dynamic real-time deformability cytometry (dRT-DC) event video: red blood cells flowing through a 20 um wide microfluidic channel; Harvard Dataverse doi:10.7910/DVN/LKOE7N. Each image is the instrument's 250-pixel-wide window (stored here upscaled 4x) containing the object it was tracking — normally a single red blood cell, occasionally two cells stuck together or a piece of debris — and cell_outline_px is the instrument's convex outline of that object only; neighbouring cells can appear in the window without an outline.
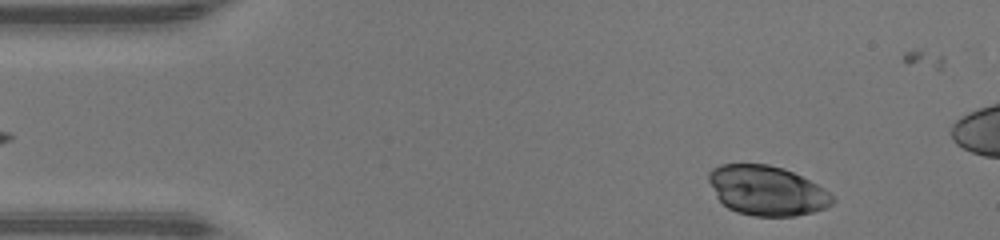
{"species": "human", "species_latin": "Homo sapiens", "temperature_condition": "warm", "stored_images_in_passage": 42, "camera_frame_rate_fps": 3000, "um_per_image_px": 0.085, "donor": {"sex": "male"}, "frame": {"image": 1, "passage_image": 2, "time_ms": 0.333, "image_size_px": [1000, 240], "cell_outline_px": [[836, 200], [832, 204], [824, 208], [812, 212], [796, 216], [752, 216], [736, 212], [728, 208], [716, 196], [708, 180], [708, 172], [712, 168], [720, 164], [768, 164], [784, 168], [824, 188]], "centroid_in_image_um": [65.16, 16.2], "position_along_channel_um": 19.8, "area_um2": 35.78}}
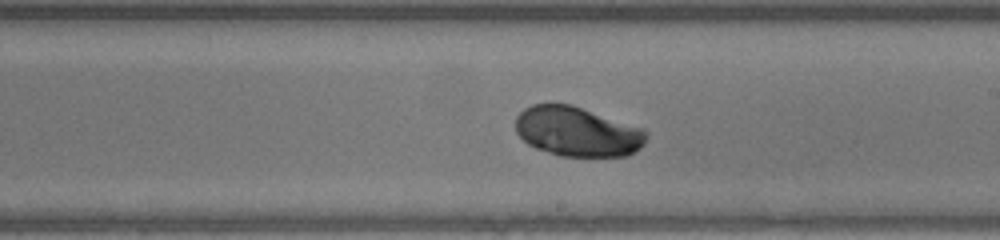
{"frame": {"image": 2, "passage_image": 23, "time_ms": 7.333, "image_size_px": [1000, 240], "cell_outline_px": [[648, 136], [644, 144], [640, 148], [628, 156], [560, 156], [536, 148], [528, 144], [516, 132], [516, 116], [524, 108], [532, 104], [572, 104], [644, 128], [648, 132]], "centroid_in_image_um": [49.1, 11.18], "position_along_channel_um": 239.9, "area_um2": 38.09}}
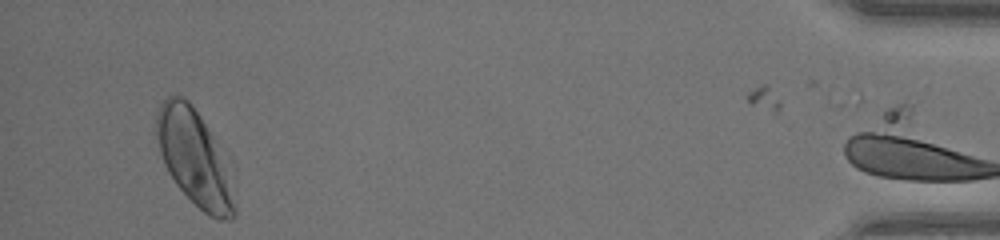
{"frame": {"image": 3, "passage_image": 41, "time_ms": 13.333, "image_size_px": [1000, 240], "cell_outline_px": [[236, 212], [232, 220], [216, 220], [204, 212], [176, 184], [168, 172], [164, 164], [160, 152], [156, 136], [156, 112], [160, 104], [168, 96], [180, 96], [188, 100], [192, 104], [212, 136], [236, 208]], "centroid_in_image_um": [16.41, 13.4], "position_along_channel_um": 418.8, "area_um2": 41.33}, "authors_computed_cell_mechanics": {"area_um2": 38.1191, "velocity_mm_per_s": 4.3833, "shape_relaxation_time_tau1_ms": 1.8854, "shape_relaxation_time_tau2_ms": null, "deformation_change_tau1": 0.0929, "deformation_change_tau2": null}}